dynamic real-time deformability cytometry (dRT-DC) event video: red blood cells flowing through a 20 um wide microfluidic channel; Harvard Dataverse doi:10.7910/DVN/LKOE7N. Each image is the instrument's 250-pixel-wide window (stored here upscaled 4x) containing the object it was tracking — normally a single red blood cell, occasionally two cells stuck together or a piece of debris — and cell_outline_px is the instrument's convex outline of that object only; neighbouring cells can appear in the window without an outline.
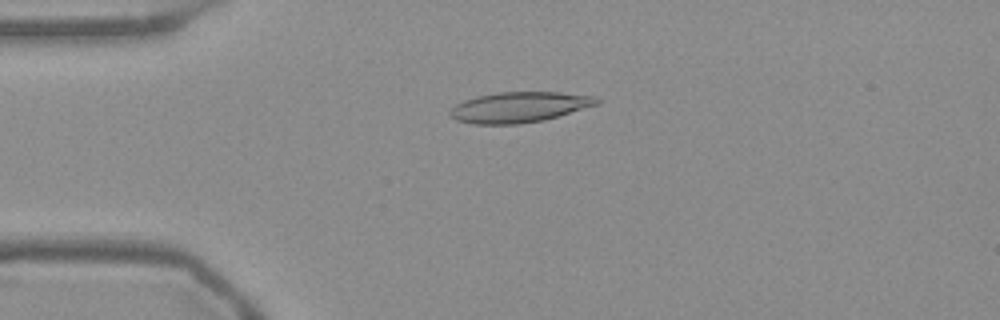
{"species": "Egyptian fruit bat (a non-hibernating species)", "species_latin": "Rousettus aegyptiacus", "temperature_condition": "warm", "stored_images_in_passage": 53, "camera_frame_rate_fps": 3000, "um_per_image_px": 0.085, "frame": {"image": 1, "passage_image": 12, "time_ms": 3.667, "image_size_px": [1000, 320], "cell_outline_px": [[600, 100], [596, 104], [544, 120], [516, 124], [472, 124], [456, 120], [448, 112], [456, 104], [464, 100], [476, 96], [500, 92], [560, 92], [596, 96]], "centroid_in_image_um": [44.1, 9.1], "position_along_channel_um": 40.9, "area_um2": 25.84}}
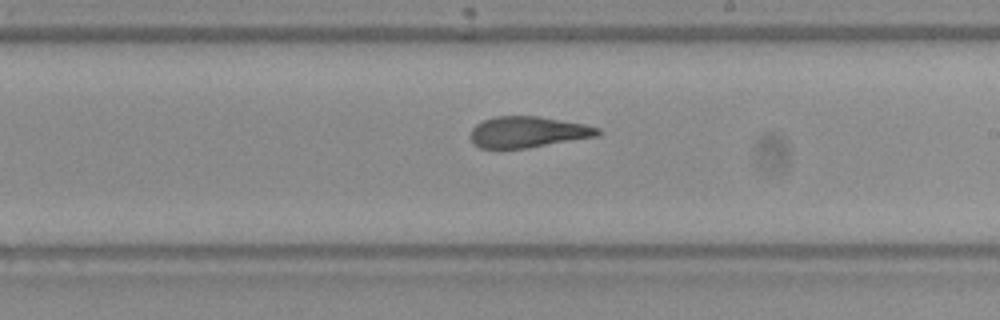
{"frame": {"image": 2, "passage_image": 30, "time_ms": 9.667, "image_size_px": [1000, 320], "cell_outline_px": [[600, 136], [528, 148], [480, 148], [472, 144], [472, 128], [476, 124], [484, 120], [496, 116], [536, 116], [584, 124], [600, 128]], "centroid_in_image_um": [44.89, 11.23], "position_along_channel_um": 244.1, "area_um2": 23.0}}
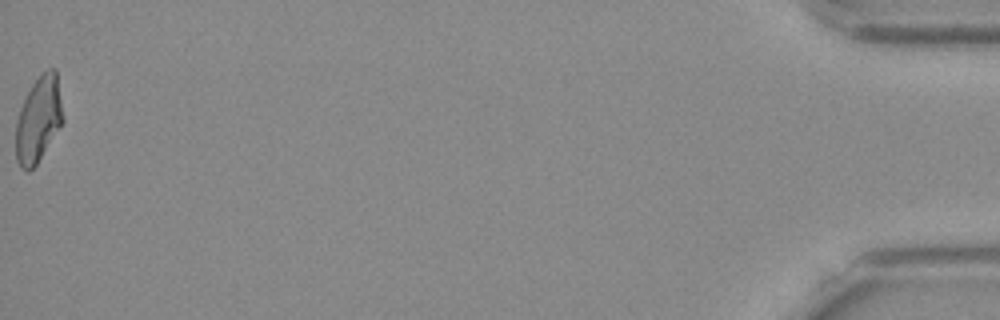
{"frame": {"image": 3, "passage_image": 53, "time_ms": 17.333, "image_size_px": [1000, 320], "cell_outline_px": [[64, 120], [36, 164], [28, 172], [20, 168], [16, 160], [16, 120], [20, 108], [32, 84], [48, 68], [56, 68]], "centroid_in_image_um": [3.26, 10.15], "position_along_channel_um": 431.9, "area_um2": 23.24}, "authors_computed_cell_mechanics": {"area_um2": 24.276, "velocity_mm_per_s": 3.7898, "shape_relaxation_time_tau1_ms": null, "shape_relaxation_time_tau2_ms": 2.2488, "deformation_change_tau1": null, "deformation_change_tau2": 0.1134}}